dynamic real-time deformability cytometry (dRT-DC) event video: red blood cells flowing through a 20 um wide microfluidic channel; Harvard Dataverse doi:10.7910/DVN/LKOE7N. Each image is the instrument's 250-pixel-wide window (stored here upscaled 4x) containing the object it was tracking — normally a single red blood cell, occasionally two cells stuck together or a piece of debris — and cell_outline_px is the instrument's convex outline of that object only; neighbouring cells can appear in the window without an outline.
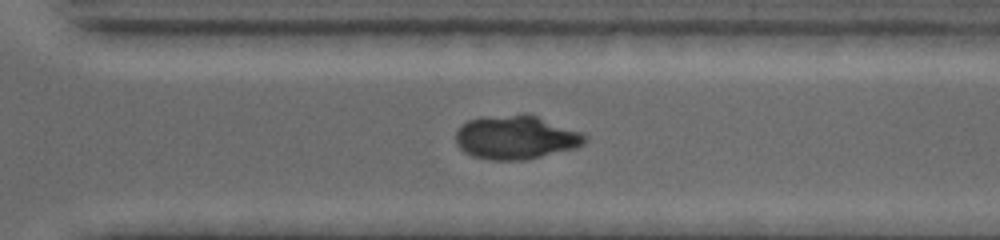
{"species": "common noctule bat (a hibernating species)", "species_latin": "Nyctalus noctula", "temperature_condition": "warm", "stored_images_in_passage": 25, "camera_frame_rate_fps": 4500, "um_per_image_px": 0.085, "animal": {"sex": "female", "body_mass_g": 19.0, "forearm_length_mm": 53.3}, "frame": {"image": 1, "passage_image": 18, "time_ms": 6.444, "image_size_px": [1000, 240], "cell_outline_px": [[588, 140], [584, 144], [576, 148], [524, 160], [492, 160], [472, 156], [464, 152], [456, 144], [456, 132], [460, 124], [468, 120], [480, 116], [536, 116], [580, 132], [588, 136]], "centroid_in_image_um": [43.82, 11.7], "position_along_channel_um": 326.8, "area_um2": 32.6}}
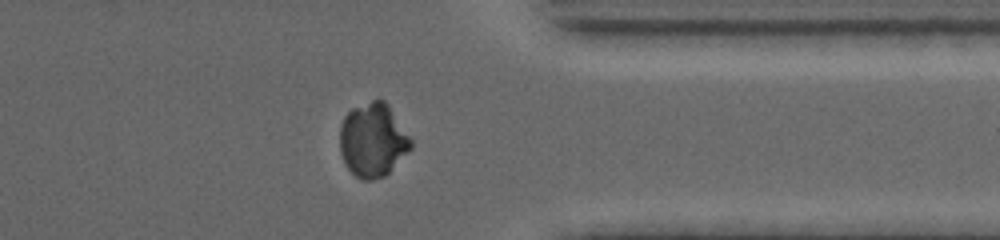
{"frame": {"image": 2, "passage_image": 22, "time_ms": 8.0, "image_size_px": [1000, 240], "cell_outline_px": [[412, 148], [384, 176], [372, 180], [364, 180], [356, 176], [348, 168], [340, 152], [340, 124], [344, 116], [352, 108], [372, 100], [384, 100], [388, 104], [412, 140]], "centroid_in_image_um": [31.68, 11.89], "position_along_channel_um": 379.7, "area_um2": 30.35}}